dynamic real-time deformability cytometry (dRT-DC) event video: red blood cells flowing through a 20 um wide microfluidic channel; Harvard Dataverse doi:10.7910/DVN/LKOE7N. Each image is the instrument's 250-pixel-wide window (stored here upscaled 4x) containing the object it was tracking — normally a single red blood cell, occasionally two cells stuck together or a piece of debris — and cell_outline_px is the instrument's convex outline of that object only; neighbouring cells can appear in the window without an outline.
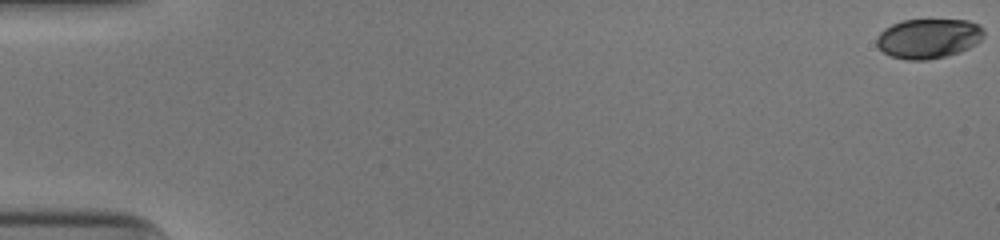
{"species": "human", "species_latin": "Homo sapiens", "temperature_condition": "cold", "stored_images_in_passage": 53, "camera_frame_rate_fps": 3000, "um_per_image_px": 0.085, "donor": {"sex": "male"}, "frame": {"image": 1, "passage_image": 1, "time_ms": 0.0, "image_size_px": [1000, 240], "cell_outline_px": [[984, 36], [976, 44], [960, 52], [928, 60], [904, 60], [892, 56], [884, 52], [876, 44], [876, 36], [884, 28], [892, 24], [904, 20], [968, 20], [980, 24], [984, 32]], "centroid_in_image_um": [78.92, 3.26], "position_along_channel_um": 6.1, "area_um2": 24.91}}
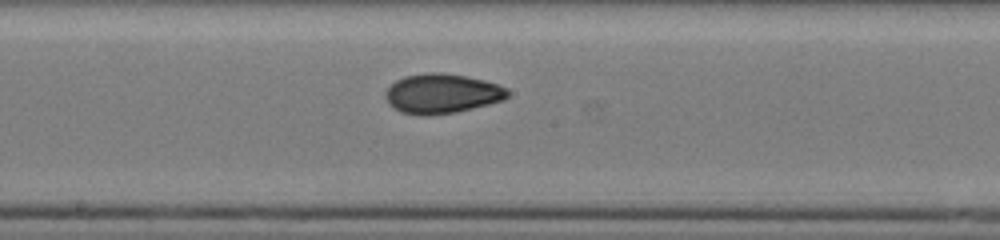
{"frame": {"image": 2, "passage_image": 30, "time_ms": 9.667, "image_size_px": [1000, 240], "cell_outline_px": [[512, 92], [504, 100], [456, 112], [424, 116], [400, 112], [388, 104], [384, 96], [388, 88], [396, 80], [404, 76], [428, 72], [440, 72], [464, 76], [484, 80], [508, 88]], "centroid_in_image_um": [37.56, 7.96], "position_along_channel_um": 210.6, "area_um2": 28.32}}
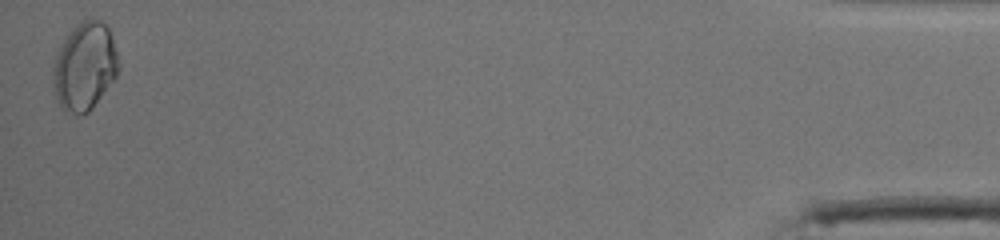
{"frame": {"image": 3, "passage_image": 53, "time_ms": 17.333, "image_size_px": [1000, 240], "cell_outline_px": [[120, 68], [116, 76], [92, 108], [88, 112], [64, 112], [60, 108], [52, 84], [52, 60], [64, 40], [76, 24], [80, 20], [92, 16], [100, 20], [108, 28], [112, 36]], "centroid_in_image_um": [7.17, 5.61], "position_along_channel_um": 428.0, "area_um2": 33.7}, "authors_computed_cell_mechanics": {"area_um2": 26.8192, "velocity_mm_per_s": 3.9573, "shape_relaxation_time_tau1_ms": 11.0692, "shape_relaxation_time_tau2_ms": 2.1716, "deformation_change_tau1": 0.2158, "deformation_change_tau2": 0.0574}}